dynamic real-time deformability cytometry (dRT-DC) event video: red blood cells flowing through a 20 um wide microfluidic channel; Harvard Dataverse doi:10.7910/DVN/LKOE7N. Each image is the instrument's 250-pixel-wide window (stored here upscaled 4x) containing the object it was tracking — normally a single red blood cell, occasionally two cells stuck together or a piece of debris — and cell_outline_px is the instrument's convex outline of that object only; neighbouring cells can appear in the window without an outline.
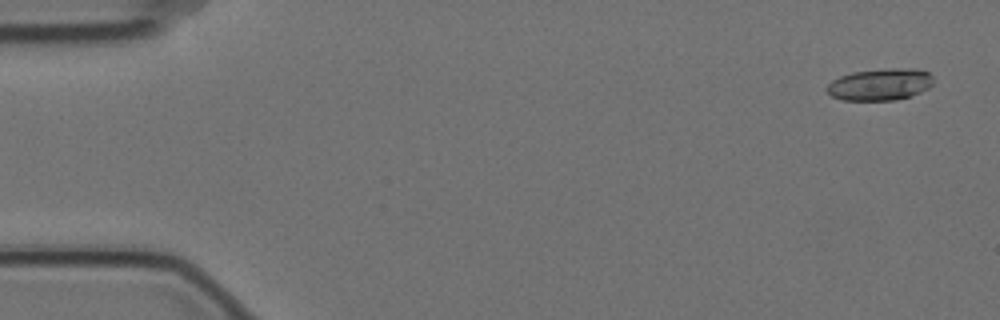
{"species": "Egyptian fruit bat (a non-hibernating species)", "species_latin": "Rousettus aegyptiacus", "temperature_condition": "cold", "stored_images_in_passage": 5, "camera_frame_rate_fps": 3000, "um_per_image_px": 0.085, "animal": {"sex": "female"}, "frame": {"image": 1, "passage_image": 1, "time_ms": 0.0, "image_size_px": [1000, 320], "cell_outline_px": [[932, 84], [928, 88], [912, 96], [896, 100], [844, 100], [832, 96], [824, 88], [832, 80], [840, 76], [852, 72], [884, 68], [912, 68], [928, 72], [932, 76]], "centroid_in_image_um": [74.8, 7.17], "position_along_channel_um": 10.2, "area_um2": 19.88}}
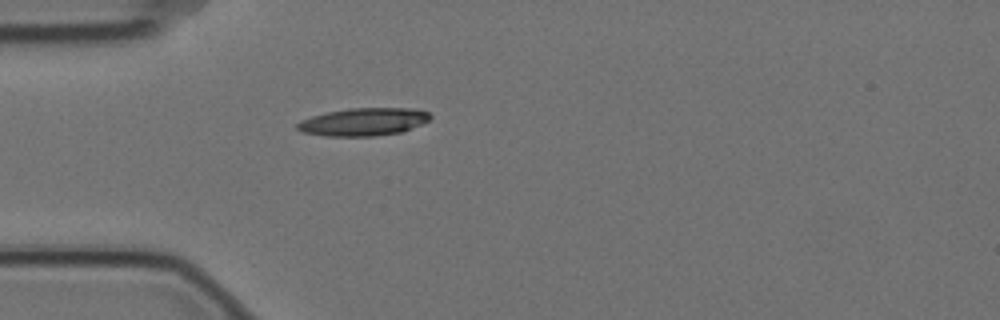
{"frame": {"image": 2, "passage_image": 5, "time_ms": 1.333, "image_size_px": [1000, 320], "cell_outline_px": [[432, 116], [428, 120], [420, 124], [400, 132], [372, 136], [324, 136], [300, 132], [296, 128], [296, 124], [300, 120], [312, 116], [328, 112], [348, 108], [412, 108], [428, 112]], "centroid_in_image_um": [30.84, 10.35], "position_along_channel_um": 54.2, "area_um2": 21.44}}